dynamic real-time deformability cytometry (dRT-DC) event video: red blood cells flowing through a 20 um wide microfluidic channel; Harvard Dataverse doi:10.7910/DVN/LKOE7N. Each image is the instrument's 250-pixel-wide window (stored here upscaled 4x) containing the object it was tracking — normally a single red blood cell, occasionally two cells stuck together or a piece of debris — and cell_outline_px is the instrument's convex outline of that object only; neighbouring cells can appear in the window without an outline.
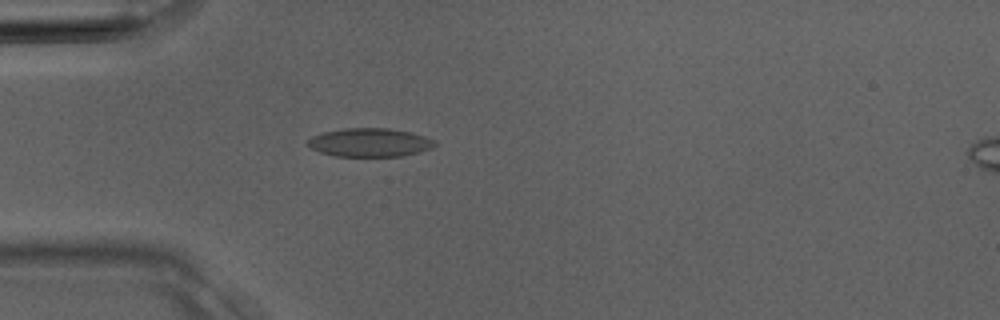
{"species": "Egyptian fruit bat (a non-hibernating species)", "species_latin": "Rousettus aegyptiacus", "temperature_condition": "room temperature", "stored_images_in_passage": 3, "camera_frame_rate_fps": 3000, "um_per_image_px": 0.085, "animal": {"sex": "male"}, "frame": {"image": 1, "passage_image": 3, "time_ms": 0.667, "image_size_px": [1000, 320], "cell_outline_px": [[436, 144], [432, 148], [420, 152], [400, 156], [336, 156], [320, 152], [312, 148], [308, 144], [308, 140], [312, 136], [320, 132], [344, 128], [388, 128], [408, 132], [424, 136], [436, 140]], "centroid_in_image_um": [31.43, 12.1], "position_along_channel_um": 53.6, "area_um2": 21.1}}